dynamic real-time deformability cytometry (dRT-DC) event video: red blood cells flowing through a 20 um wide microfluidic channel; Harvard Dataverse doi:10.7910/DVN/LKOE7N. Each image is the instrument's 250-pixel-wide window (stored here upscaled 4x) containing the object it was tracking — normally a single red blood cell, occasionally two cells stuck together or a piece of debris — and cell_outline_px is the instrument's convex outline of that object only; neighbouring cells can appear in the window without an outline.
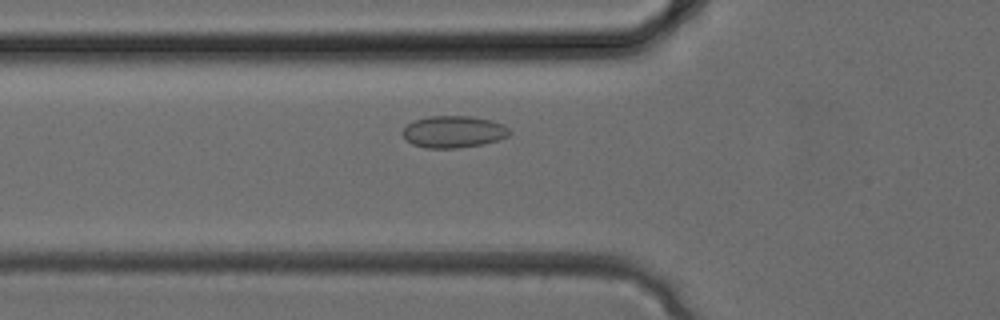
{"species": "common noctule bat (a hibernating species)", "species_latin": "Nyctalus noctula", "temperature_condition": "cold", "stored_images_in_passage": 26, "camera_frame_rate_fps": 3000, "um_per_image_px": 0.085, "animal": {"sex": "female", "body_mass_g": 24.6, "forearm_length_mm": 56.2}, "frame": {"image": 1, "passage_image": 4, "time_ms": 1.0, "image_size_px": [1000, 320], "cell_outline_px": [[512, 132], [508, 136], [500, 140], [484, 144], [460, 148], [424, 148], [412, 144], [400, 132], [408, 124], [416, 120], [428, 116], [472, 116], [492, 120], [504, 124]], "centroid_in_image_um": [38.59, 11.2], "position_along_channel_um": 87.2, "area_um2": 20.11}}
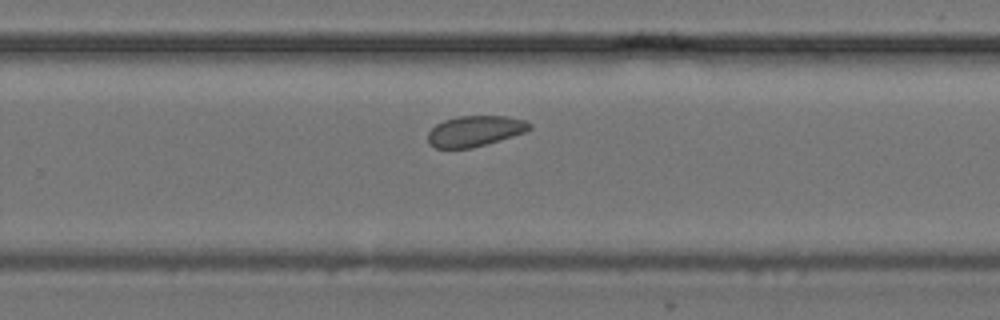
{"frame": {"image": 2, "passage_image": 14, "time_ms": 4.333, "image_size_px": [1000, 320], "cell_outline_px": [[532, 128], [524, 132], [500, 140], [472, 148], [436, 148], [428, 144], [428, 132], [436, 124], [444, 120], [460, 116], [508, 116], [528, 120], [532, 124]], "centroid_in_image_um": [40.39, 11.13], "position_along_channel_um": 289.4, "area_um2": 18.26}}
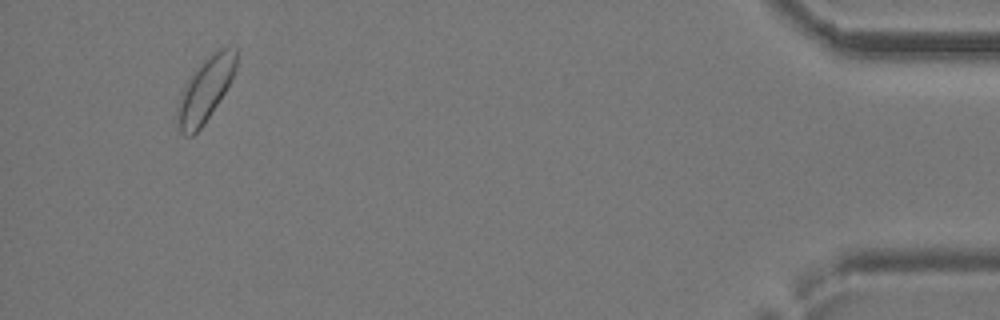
{"frame": {"image": 3, "passage_image": 24, "time_ms": 7.667, "image_size_px": [1000, 320], "cell_outline_px": [[236, 68], [232, 80], [204, 124], [192, 136], [184, 136], [180, 132], [176, 124], [176, 108], [184, 84], [204, 60], [220, 48], [236, 48]], "centroid_in_image_um": [17.41, 7.68], "position_along_channel_um": 417.8, "area_um2": 21.73}}